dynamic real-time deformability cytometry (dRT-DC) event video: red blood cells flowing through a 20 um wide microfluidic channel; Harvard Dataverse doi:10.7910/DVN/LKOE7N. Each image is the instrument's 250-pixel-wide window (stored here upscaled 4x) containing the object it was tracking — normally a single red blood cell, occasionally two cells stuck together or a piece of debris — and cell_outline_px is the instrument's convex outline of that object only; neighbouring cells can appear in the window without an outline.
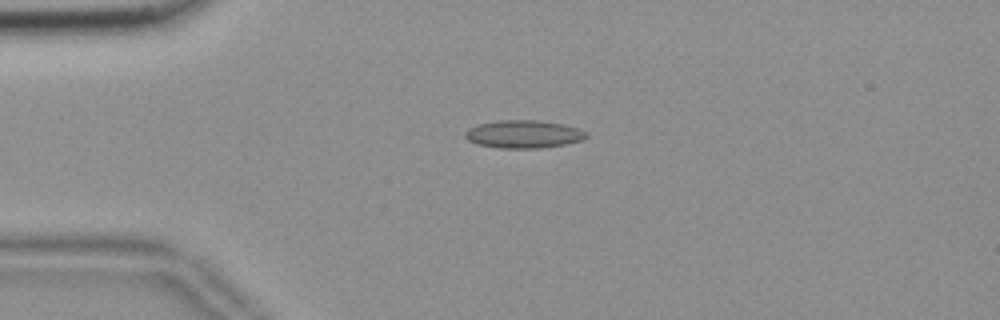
{"species": "common noctule bat (a hibernating species)", "species_latin": "Nyctalus noctula", "temperature_condition": "room temperature", "stored_images_in_passage": 36, "camera_frame_rate_fps": 3000, "um_per_image_px": 0.085, "animal": {"sex": "female", "body_mass_g": 18.4}, "frame": {"image": 1, "passage_image": 1, "time_ms": 0.0, "image_size_px": [1000, 320], "cell_outline_px": [[588, 136], [584, 140], [564, 144], [540, 148], [500, 148], [476, 144], [468, 140], [464, 136], [464, 132], [468, 128], [476, 124], [496, 120], [540, 120], [564, 124], [580, 128], [588, 132]], "centroid_in_image_um": [44.51, 11.39], "position_along_channel_um": 40.5, "area_um2": 20.06}}
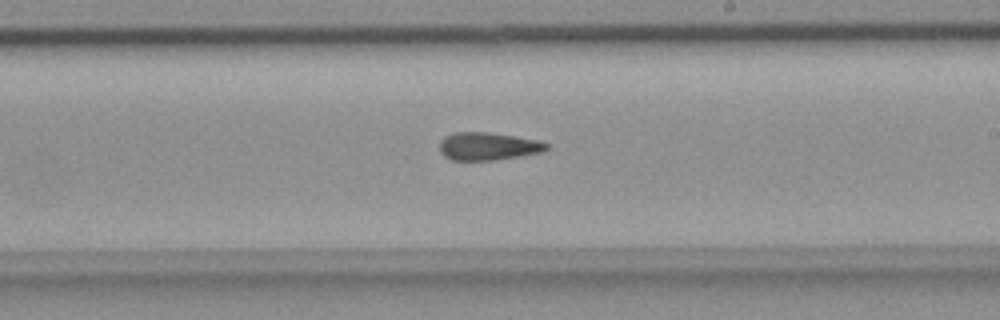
{"frame": {"image": 2, "passage_image": 20, "time_ms": 6.333, "image_size_px": [1000, 320], "cell_outline_px": [[548, 148], [540, 152], [520, 156], [492, 160], [452, 160], [444, 156], [440, 152], [440, 140], [444, 136], [456, 132], [488, 132], [540, 140], [548, 144]], "centroid_in_image_um": [41.46, 12.43], "position_along_channel_um": 247.5, "area_um2": 17.28}}
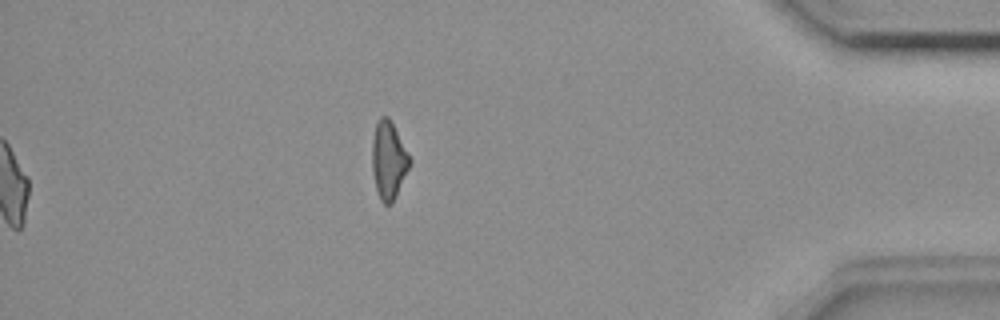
{"frame": {"image": 3, "passage_image": 36, "time_ms": 11.667, "image_size_px": [1000, 320], "cell_outline_px": [[412, 160], [392, 204], [384, 204], [380, 200], [376, 188], [372, 172], [372, 140], [376, 124], [380, 116], [388, 116], [408, 152]], "centroid_in_image_um": [33.02, 13.62], "position_along_channel_um": 402.2, "area_um2": 16.88}, "authors_computed_cell_mechanics": {"area_um2": 17.7157, "velocity_mm_per_s": 3.6884, "shape_relaxation_time_tau1_ms": null, "shape_relaxation_time_tau2_ms": 3.8223, "deformation_change_tau1": null, "deformation_change_tau2": 0.1343}}